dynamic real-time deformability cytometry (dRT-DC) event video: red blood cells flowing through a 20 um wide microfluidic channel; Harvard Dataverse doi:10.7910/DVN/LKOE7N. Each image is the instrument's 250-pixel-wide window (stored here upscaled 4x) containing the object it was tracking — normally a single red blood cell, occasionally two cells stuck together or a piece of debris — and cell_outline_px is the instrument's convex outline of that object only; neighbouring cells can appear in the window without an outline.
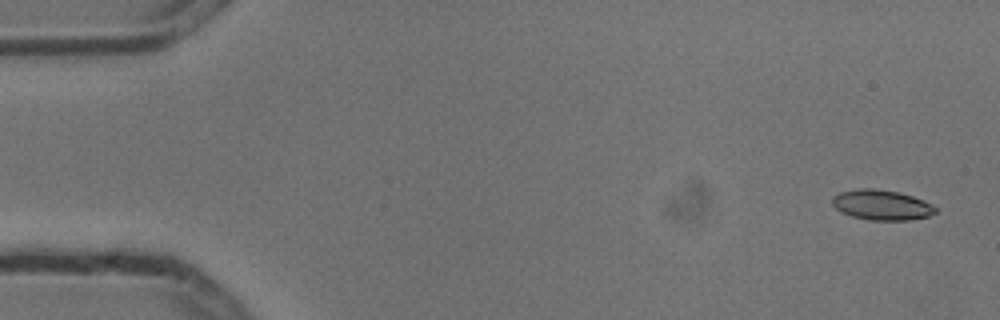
{"species": "common noctule bat (a hibernating species)", "species_latin": "Nyctalus noctula", "temperature_condition": "cold", "stored_images_in_passage": 4, "camera_frame_rate_fps": 3000, "um_per_image_px": 0.085, "animal": {"sex": "male", "body_mass_g": 13.3}, "frame": {"image": 1, "passage_image": 1, "time_ms": 0.0, "image_size_px": [1000, 320], "cell_outline_px": [[936, 212], [928, 216], [908, 220], [868, 220], [852, 216], [840, 212], [832, 204], [832, 196], [840, 192], [856, 188], [872, 188], [896, 192], [912, 196], [924, 200], [932, 204], [936, 208]], "centroid_in_image_um": [74.91, 17.42], "position_along_channel_um": 10.1, "area_um2": 18.15}}
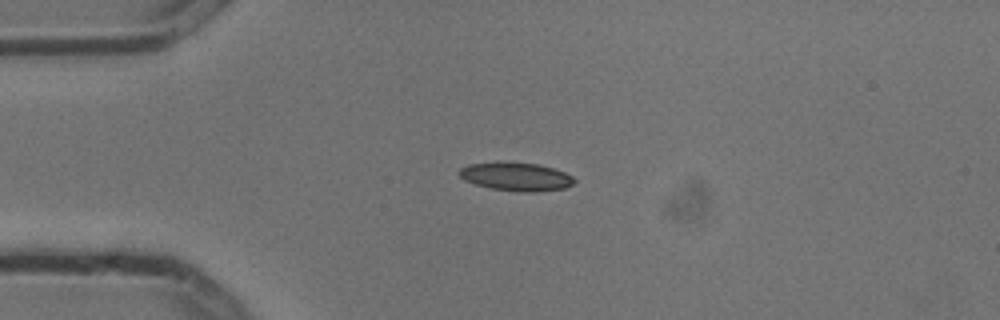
{"frame": {"image": 2, "passage_image": 4, "time_ms": 1.0, "image_size_px": [1000, 320], "cell_outline_px": [[576, 180], [572, 184], [564, 188], [536, 192], [520, 192], [492, 188], [476, 184], [464, 180], [456, 172], [460, 168], [468, 164], [536, 164], [552, 168], [564, 172], [572, 176]], "centroid_in_image_um": [43.88, 15.05], "position_along_channel_um": 41.1, "area_um2": 18.32}}